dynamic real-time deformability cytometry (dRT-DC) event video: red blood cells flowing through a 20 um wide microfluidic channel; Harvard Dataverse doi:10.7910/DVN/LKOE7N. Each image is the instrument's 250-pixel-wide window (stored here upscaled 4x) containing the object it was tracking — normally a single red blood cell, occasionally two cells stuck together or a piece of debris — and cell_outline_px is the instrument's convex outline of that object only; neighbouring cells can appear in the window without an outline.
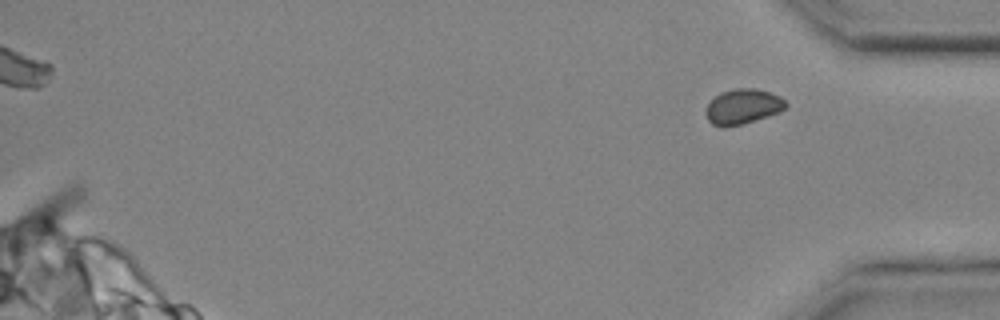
{"species": "common noctule bat (a hibernating species)", "species_latin": "Nyctalus noctula", "temperature_condition": "cold", "stored_images_in_passage": 27, "segment_of_instrument_passage": [2, 2], "camera_frame_rate_fps": 3000, "um_per_image_px": 0.085, "animal": {"sex": "male", "body_mass_g": 20.4}, "frame": {"image": 1, "passage_image": 27, "time_ms": 8.667, "image_size_px": [1000, 320], "cell_outline_px": [[788, 104], [780, 112], [768, 116], [740, 124], [724, 128], [712, 124], [708, 120], [704, 112], [708, 104], [720, 92], [736, 88], [756, 88], [780, 96]], "centroid_in_image_um": [63.12, 9.06], "position_along_channel_um": 372.1, "area_um2": 16.3}}